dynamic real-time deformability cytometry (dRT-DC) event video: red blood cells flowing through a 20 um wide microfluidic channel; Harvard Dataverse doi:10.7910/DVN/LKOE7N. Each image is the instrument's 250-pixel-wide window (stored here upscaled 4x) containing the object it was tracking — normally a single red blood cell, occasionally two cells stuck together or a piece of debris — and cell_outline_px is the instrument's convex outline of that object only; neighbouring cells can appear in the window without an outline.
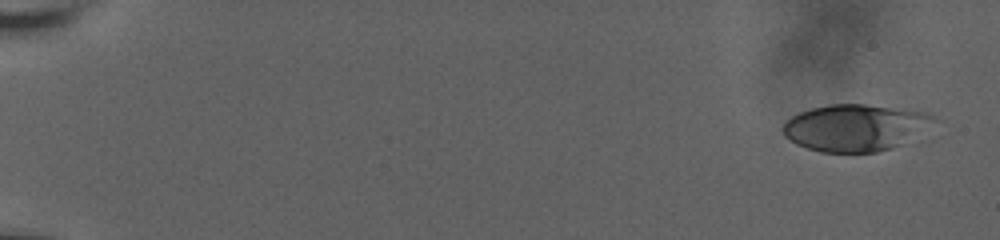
{"species": "human", "species_latin": "Homo sapiens", "temperature_condition": "room temperature", "stored_images_in_passage": 36, "camera_frame_rate_fps": 3000, "um_per_image_px": 0.085, "donor": {"sex": "male"}, "frame": {"image": 1, "passage_image": 1, "time_ms": 0.0, "image_size_px": [1000, 240], "cell_outline_px": [[940, 120], [900, 144], [892, 148], [876, 152], [820, 152], [796, 144], [784, 136], [780, 128], [792, 116], [800, 112], [812, 108], [828, 104], [864, 104], [928, 112], [936, 116]], "centroid_in_image_um": [72.69, 10.84], "position_along_channel_um": 12.3, "area_um2": 41.1}}
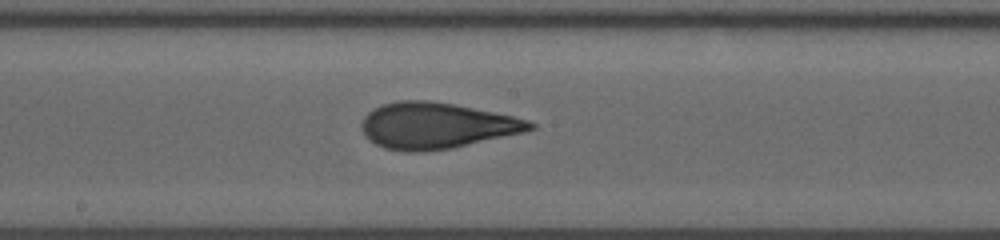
{"frame": {"image": 2, "passage_image": 20, "time_ms": 10.667, "image_size_px": [1000, 240], "cell_outline_px": [[536, 128], [524, 132], [452, 148], [424, 152], [408, 152], [384, 148], [368, 140], [364, 136], [360, 128], [360, 124], [364, 116], [368, 112], [384, 104], [396, 100], [428, 100], [452, 104], [512, 116], [528, 120], [536, 124]], "centroid_in_image_um": [37.04, 10.69], "position_along_channel_um": 211.2, "area_um2": 45.2}}
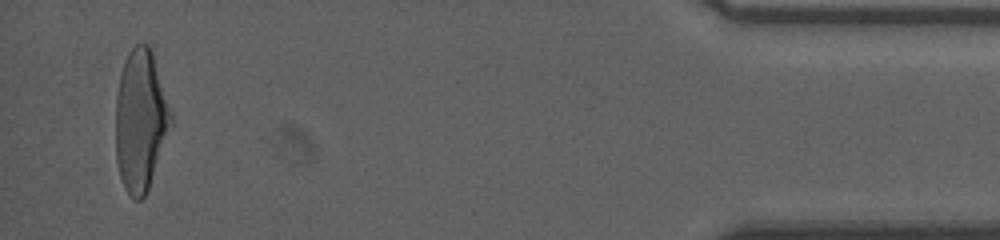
{"frame": {"image": 3, "passage_image": 36, "time_ms": 18.333, "image_size_px": [1000, 240], "cell_outline_px": [[172, 124], [148, 188], [144, 196], [140, 200], [136, 200], [124, 188], [120, 176], [116, 160], [116, 96], [120, 76], [128, 52], [136, 44], [148, 44], [152, 52], [172, 116]], "centroid_in_image_um": [11.93, 10.24], "position_along_channel_um": 423.3, "area_um2": 44.74}, "authors_computed_cell_mechanics": {"area_um2": 43.9569, "velocity_mm_per_s": 3.6694, "shape_relaxation_time_tau1_ms": 5.9834, "shape_relaxation_time_tau2_ms": 1.294, "deformation_change_tau1": 0.2367, "deformation_change_tau2": 0.0964}}